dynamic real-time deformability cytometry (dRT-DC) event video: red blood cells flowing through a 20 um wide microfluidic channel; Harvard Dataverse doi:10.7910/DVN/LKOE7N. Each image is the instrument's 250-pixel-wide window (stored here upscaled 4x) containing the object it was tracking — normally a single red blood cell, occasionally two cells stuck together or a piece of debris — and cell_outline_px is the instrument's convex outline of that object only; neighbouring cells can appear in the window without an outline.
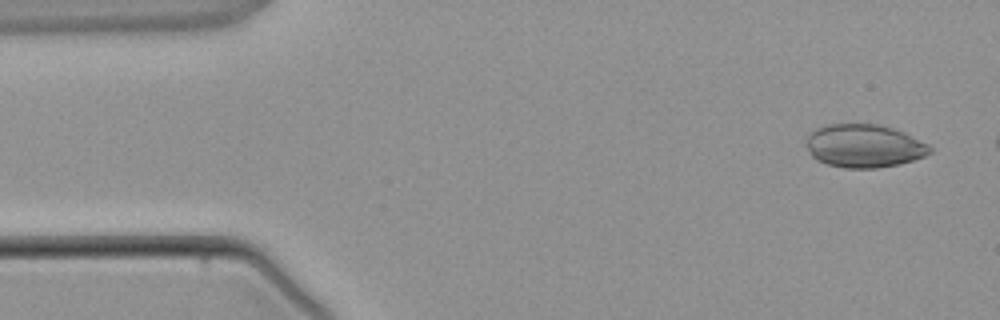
{"species": "common noctule bat (a hibernating species)", "species_latin": "Nyctalus noctula", "temperature_condition": "warm", "stored_images_in_passage": 4, "camera_frame_rate_fps": 3000, "um_per_image_px": 0.085, "animal": {"sex": "male", "body_mass_g": 21.5, "forearm_length_mm": 52.0}, "frame": {"image": 1, "passage_image": 1, "time_ms": 0.0, "image_size_px": [1000, 320], "cell_outline_px": [[932, 152], [924, 156], [900, 164], [876, 168], [844, 168], [828, 164], [816, 160], [812, 156], [804, 144], [808, 136], [816, 128], [828, 124], [876, 124], [892, 128], [928, 144], [932, 148]], "centroid_in_image_um": [73.41, 12.41], "position_along_channel_um": 11.6, "area_um2": 30.98}}